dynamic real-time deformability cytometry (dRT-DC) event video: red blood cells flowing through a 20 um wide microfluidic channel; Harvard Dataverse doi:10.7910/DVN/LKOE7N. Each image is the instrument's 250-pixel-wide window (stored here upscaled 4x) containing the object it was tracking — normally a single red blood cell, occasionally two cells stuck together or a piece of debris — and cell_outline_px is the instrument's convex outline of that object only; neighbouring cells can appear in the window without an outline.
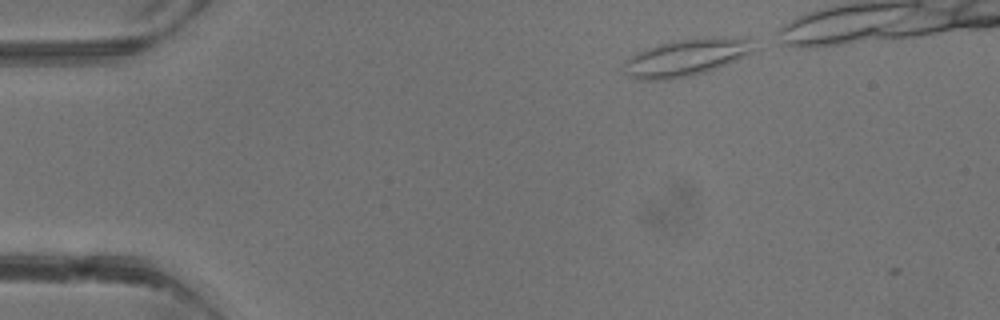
{"species": "common noctule bat (a hibernating species)", "species_latin": "Nyctalus noctula", "temperature_condition": "warm", "stored_images_in_passage": 2, "camera_frame_rate_fps": 3000, "um_per_image_px": 0.085, "animal": {"sex": "male", "body_mass_g": 13.3}, "frame": {"image": 1, "passage_image": 1, "time_ms": 0.0, "image_size_px": [1000, 320], "cell_outline_px": [[756, 48], [752, 52], [744, 56], [716, 68], [704, 72], [688, 76], [668, 80], [640, 80], [628, 76], [624, 64], [636, 52], [660, 44], [676, 40], [712, 36], [752, 40]], "centroid_in_image_um": [58.32, 4.89], "position_along_channel_um": 26.7, "area_um2": 27.63}}